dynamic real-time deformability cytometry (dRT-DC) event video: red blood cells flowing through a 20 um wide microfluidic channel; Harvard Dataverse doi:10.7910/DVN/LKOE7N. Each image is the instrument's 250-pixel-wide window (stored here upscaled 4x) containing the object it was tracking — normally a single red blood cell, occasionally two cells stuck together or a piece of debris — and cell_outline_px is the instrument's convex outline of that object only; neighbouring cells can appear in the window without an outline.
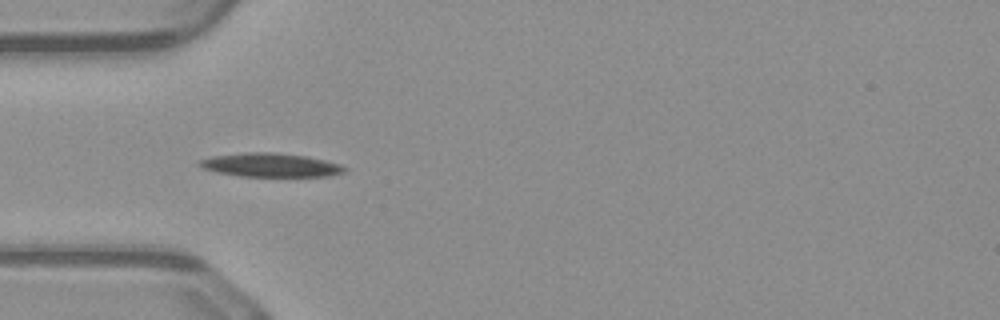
{"species": "common noctule bat (a hibernating species)", "species_latin": "Nyctalus noctula", "temperature_condition": "warm", "stored_images_in_passage": 32, "camera_frame_rate_fps": 3000, "um_per_image_px": 0.085, "animal": {"sex": "male", "body_mass_g": 23.1, "forearm_length_mm": 52.7}, "frame": {"image": 1, "passage_image": 3, "time_ms": 0.667, "image_size_px": [1000, 320], "cell_outline_px": [[348, 168], [344, 172], [328, 176], [240, 176], [216, 172], [200, 168], [196, 164], [200, 160], [212, 156], [244, 152], [272, 152], [308, 156], [340, 164]], "centroid_in_image_um": [22.96, 14.02], "position_along_channel_um": 62.0, "area_um2": 20.17}}
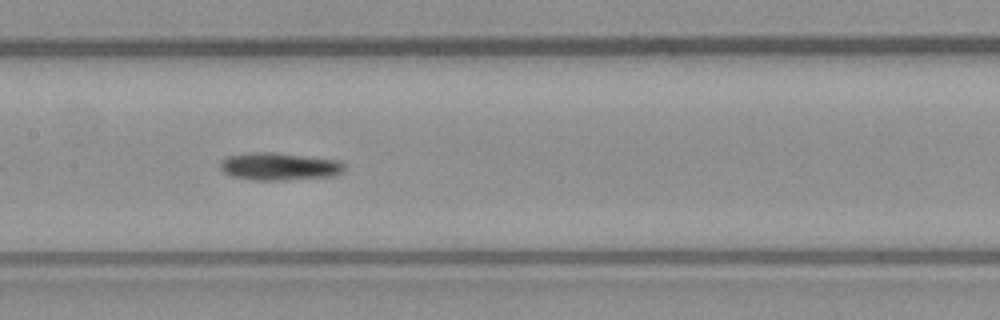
{"frame": {"image": 2, "passage_image": 12, "time_ms": 3.667, "image_size_px": [1000, 320], "cell_outline_px": [[344, 172], [336, 176], [280, 180], [256, 180], [232, 176], [224, 172], [220, 168], [220, 160], [228, 156], [252, 152], [272, 152], [340, 160], [344, 164]], "centroid_in_image_um": [23.76, 14.15], "position_along_channel_um": 183.6, "area_um2": 20.0}}
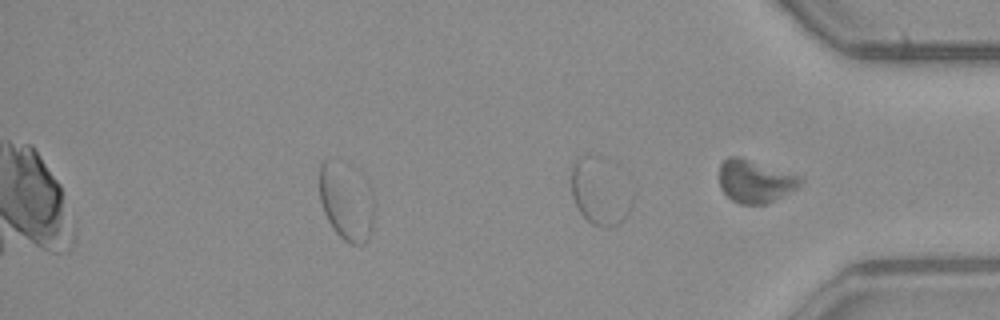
{"frame": {"image": 3, "passage_image": 26, "time_ms": 8.333, "image_size_px": [1000, 320], "cell_outline_px": [[372, 224], [368, 240], [364, 244], [348, 244], [332, 228], [324, 212], [320, 200], [320, 164], [324, 160], [328, 160], [372, 188]], "centroid_in_image_um": [29.42, 17.29], "position_along_channel_um": 405.8, "area_um2": 23.24}, "authors_computed_cell_mechanics": {"area_um2": 19.7098, "velocity_mm_per_s": 4.0718, "shape_relaxation_time_tau1_ms": null, "shape_relaxation_time_tau2_ms": 7.0845, "deformation_change_tau1": null, "deformation_change_tau2": 0.1473}}